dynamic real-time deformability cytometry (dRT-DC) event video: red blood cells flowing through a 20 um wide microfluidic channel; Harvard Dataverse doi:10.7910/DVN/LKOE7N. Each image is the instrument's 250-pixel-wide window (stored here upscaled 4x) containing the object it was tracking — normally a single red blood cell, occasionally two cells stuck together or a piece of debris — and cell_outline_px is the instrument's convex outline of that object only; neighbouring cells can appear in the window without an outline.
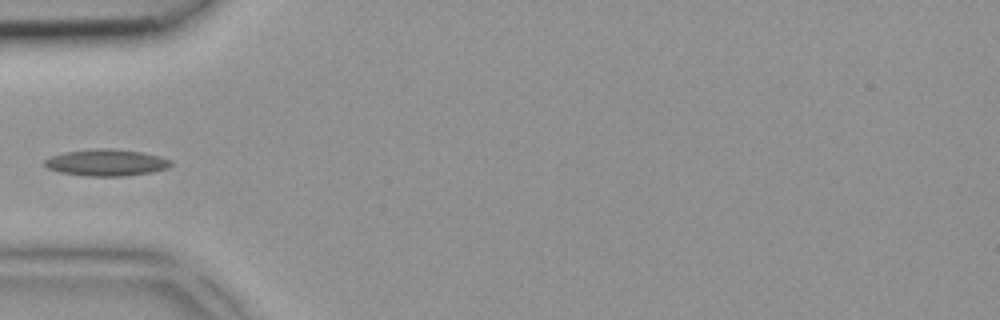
{"species": "common noctule bat (a hibernating species)", "species_latin": "Nyctalus noctula", "temperature_condition": "room temperature", "stored_images_in_passage": 4, "camera_frame_rate_fps": 3000, "um_per_image_px": 0.085, "animal": {"sex": "female", "body_mass_g": 18.4}, "frame": {"image": 1, "passage_image": 4, "time_ms": 1.0, "image_size_px": [1000, 320], "cell_outline_px": [[172, 164], [168, 168], [152, 172], [124, 176], [88, 176], [60, 172], [48, 168], [44, 164], [44, 160], [52, 156], [64, 152], [96, 148], [112, 148], [140, 152], [160, 156], [172, 160]], "centroid_in_image_um": [9.06, 13.81], "position_along_channel_um": 75.9, "area_um2": 19.59}}